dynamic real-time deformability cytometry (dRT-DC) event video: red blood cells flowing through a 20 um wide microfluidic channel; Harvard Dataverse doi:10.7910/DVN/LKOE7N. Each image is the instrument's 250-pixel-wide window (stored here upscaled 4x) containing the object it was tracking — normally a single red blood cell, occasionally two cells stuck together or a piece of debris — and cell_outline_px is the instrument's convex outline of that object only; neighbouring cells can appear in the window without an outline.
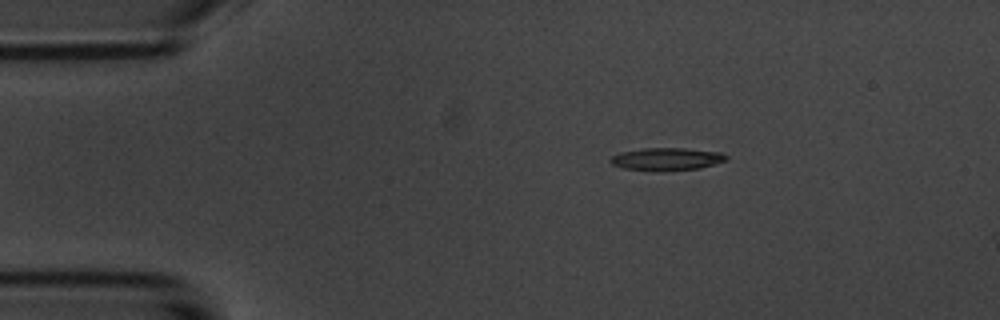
{"species": "common noctule bat (a hibernating species)", "species_latin": "Nyctalus noctula", "temperature_condition": "room temperature", "stored_images_in_passage": 5, "camera_frame_rate_fps": 3000, "um_per_image_px": 0.085, "animal": {"sex": "male", "body_mass_g": 20.1, "forearm_length_mm": 53.5}, "frame": {"image": 1, "passage_image": 2, "time_ms": 2.0, "image_size_px": [1000, 320], "cell_outline_px": [[728, 160], [700, 168], [660, 172], [656, 172], [624, 168], [612, 164], [608, 160], [612, 156], [620, 152], [644, 148], [684, 148], [724, 152], [728, 156]], "centroid_in_image_um": [56.69, 13.53], "position_along_channel_um": 28.3, "area_um2": 15.61}}
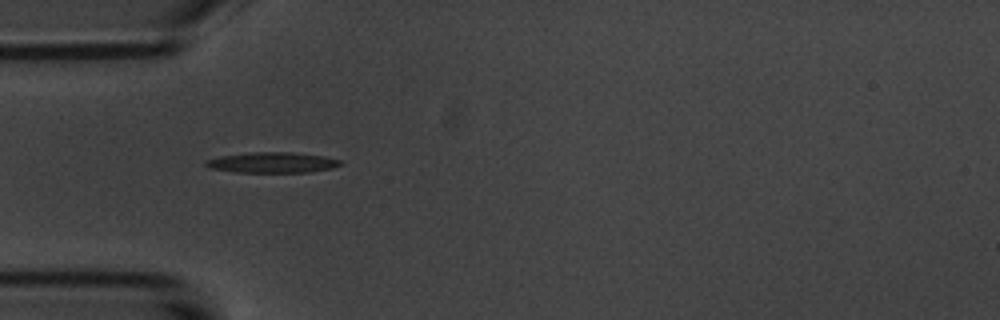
{"frame": {"image": 2, "passage_image": 4, "time_ms": 4.333, "image_size_px": [1000, 320], "cell_outline_px": [[344, 164], [332, 168], [312, 172], [236, 172], [208, 168], [204, 164], [204, 160], [220, 156], [248, 152], [292, 152], [324, 156], [340, 160]], "centroid_in_image_um": [23.13, 13.81], "position_along_channel_um": 61.9, "area_um2": 16.3}}